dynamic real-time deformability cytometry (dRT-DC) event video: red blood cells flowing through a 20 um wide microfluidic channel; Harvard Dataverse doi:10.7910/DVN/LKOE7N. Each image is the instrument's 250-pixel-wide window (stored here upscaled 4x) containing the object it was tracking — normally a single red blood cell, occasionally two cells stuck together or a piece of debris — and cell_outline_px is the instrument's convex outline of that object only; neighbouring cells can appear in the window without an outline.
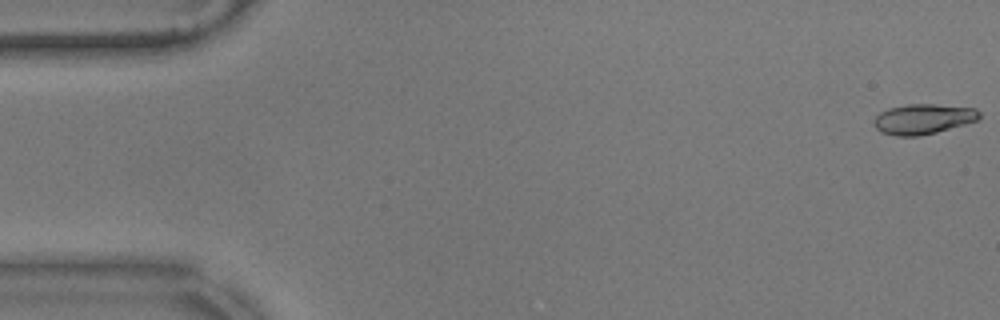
{"species": "common noctule bat (a hibernating species)", "species_latin": "Nyctalus noctula", "temperature_condition": "warm", "stored_images_in_passage": 15, "camera_frame_rate_fps": 3000, "um_per_image_px": 0.085, "animal": {"sex": "male", "body_mass_g": 17.9}, "frame": {"image": 1, "passage_image": 1, "time_ms": 0.0, "image_size_px": [1000, 320], "cell_outline_px": [[980, 120], [936, 132], [920, 136], [896, 136], [880, 132], [872, 124], [872, 120], [880, 112], [888, 108], [908, 104], [936, 104], [976, 108], [980, 112]], "centroid_in_image_um": [78.46, 10.11], "position_along_channel_um": 6.5, "area_um2": 18.79}}
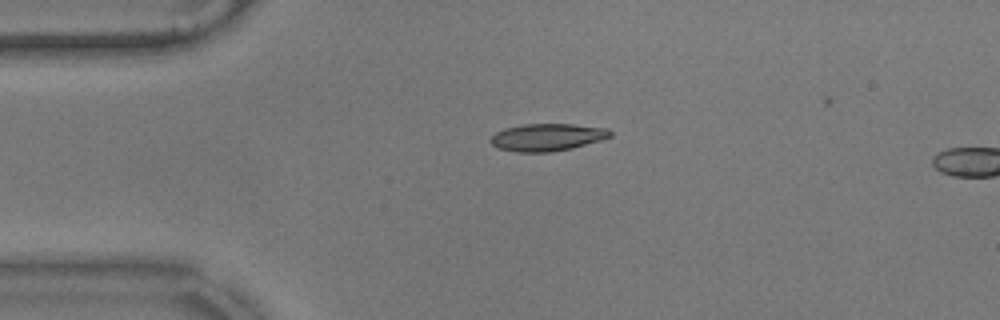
{"frame": {"image": 2, "passage_image": 13, "time_ms": 4.0, "image_size_px": [1000, 320], "cell_outline_px": [[612, 136], [600, 140], [572, 148], [552, 152], [516, 152], [496, 148], [488, 140], [496, 132], [504, 128], [524, 124], [572, 124], [608, 128], [612, 132]], "centroid_in_image_um": [46.49, 11.67], "position_along_channel_um": 38.5, "area_um2": 19.19}}